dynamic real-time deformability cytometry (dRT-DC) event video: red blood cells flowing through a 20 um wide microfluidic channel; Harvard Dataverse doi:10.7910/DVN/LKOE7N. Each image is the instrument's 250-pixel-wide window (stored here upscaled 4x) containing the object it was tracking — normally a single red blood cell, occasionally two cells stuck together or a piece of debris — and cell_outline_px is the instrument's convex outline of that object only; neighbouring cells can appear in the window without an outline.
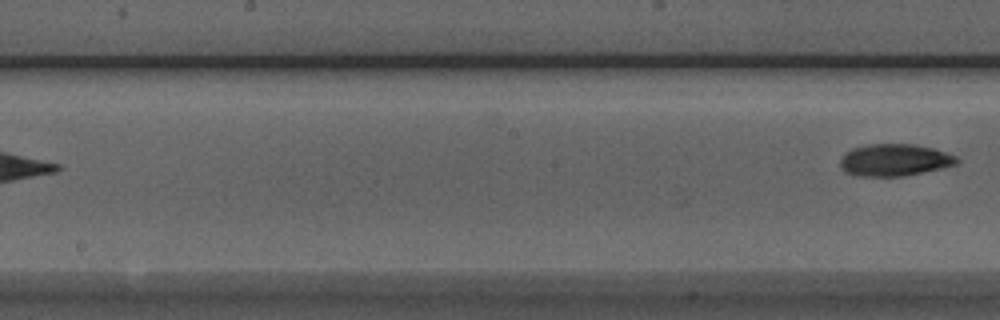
{"species": "Egyptian fruit bat (a non-hibernating species)", "species_latin": "Rousettus aegyptiacus", "temperature_condition": "room temperature", "stored_images_in_passage": 8, "segment_of_instrument_passage": [2, 2], "camera_frame_rate_fps": 3000, "um_per_image_px": 0.085, "animal": {"sex": "male"}, "frame": {"image": 1, "passage_image": 8, "time_ms": 9.0, "image_size_px": [1000, 320], "cell_outline_px": [[960, 160], [956, 164], [944, 168], [904, 176], [860, 176], [844, 172], [840, 164], [840, 160], [852, 148], [864, 144], [916, 144], [932, 148], [956, 156]], "centroid_in_image_um": [76.05, 13.6], "position_along_channel_um": 172.2, "area_um2": 21.79}}